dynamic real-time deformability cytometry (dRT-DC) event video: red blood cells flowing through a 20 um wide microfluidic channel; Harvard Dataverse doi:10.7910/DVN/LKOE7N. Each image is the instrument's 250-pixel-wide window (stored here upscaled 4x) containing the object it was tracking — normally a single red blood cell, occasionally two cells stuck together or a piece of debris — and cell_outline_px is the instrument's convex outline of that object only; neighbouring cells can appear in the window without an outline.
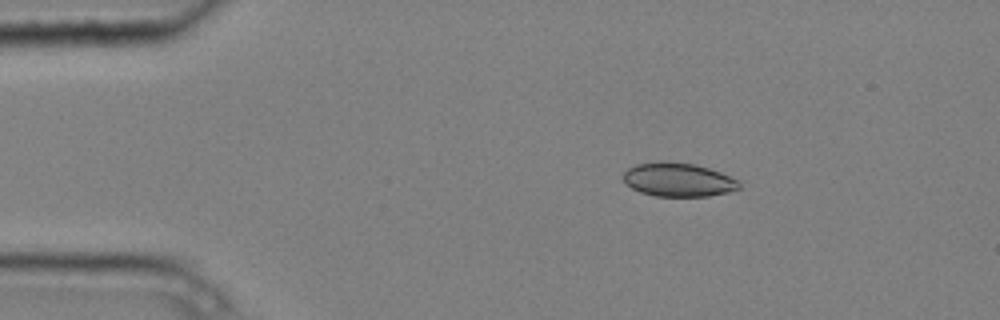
{"species": "common noctule bat (a hibernating species)", "species_latin": "Nyctalus noctula", "temperature_condition": "cold", "stored_images_in_passage": 5, "camera_frame_rate_fps": 3000, "um_per_image_px": 0.085, "animal": {"sex": "male", "body_mass_g": 20.4}, "frame": {"image": 1, "passage_image": 3, "time_ms": 0.667, "image_size_px": [1000, 320], "cell_outline_px": [[740, 188], [728, 192], [708, 196], [656, 196], [640, 192], [632, 188], [620, 176], [628, 168], [636, 164], [660, 160], [668, 160], [696, 164], [720, 172], [740, 180]], "centroid_in_image_um": [57.64, 15.25], "position_along_channel_um": 27.4, "area_um2": 23.12}}
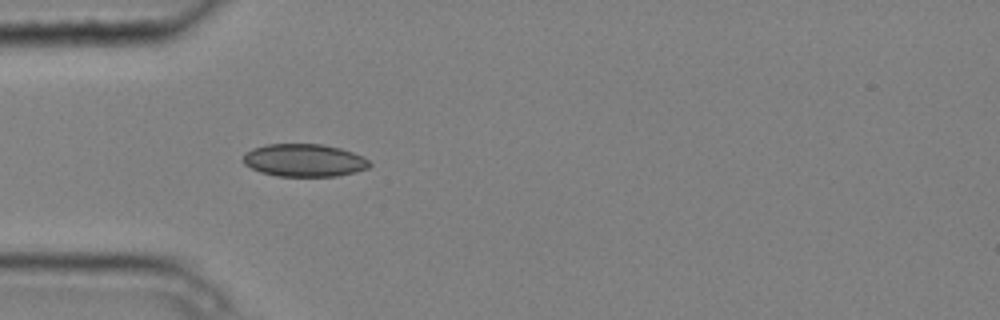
{"frame": {"image": 2, "passage_image": 5, "time_ms": 1.333, "image_size_px": [1000, 320], "cell_outline_px": [[372, 164], [368, 168], [356, 172], [336, 176], [276, 176], [260, 172], [244, 164], [244, 152], [252, 148], [268, 144], [324, 144], [340, 148], [364, 156]], "centroid_in_image_um": [25.87, 13.62], "position_along_channel_um": 59.1, "area_um2": 24.22}}